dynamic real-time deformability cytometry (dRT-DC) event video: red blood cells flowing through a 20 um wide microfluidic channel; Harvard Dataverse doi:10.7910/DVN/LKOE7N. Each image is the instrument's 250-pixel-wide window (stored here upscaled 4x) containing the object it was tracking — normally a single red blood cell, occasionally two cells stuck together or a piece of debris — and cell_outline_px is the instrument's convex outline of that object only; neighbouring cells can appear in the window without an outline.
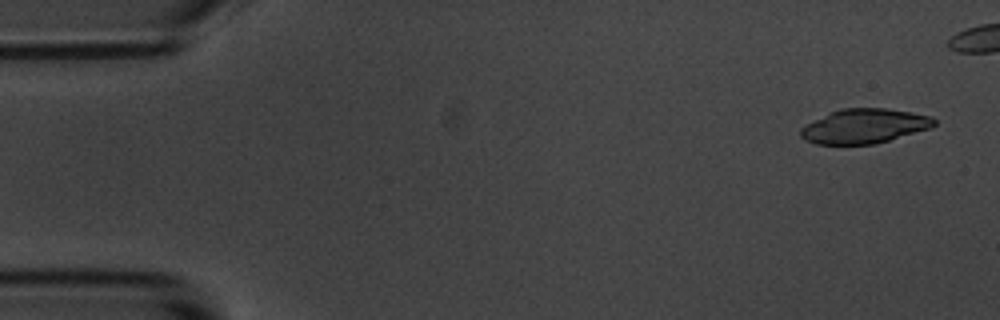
{"species": "common noctule bat (a hibernating species)", "species_latin": "Nyctalus noctula", "temperature_condition": "room temperature", "stored_images_in_passage": 8, "camera_frame_rate_fps": 3000, "um_per_image_px": 0.085, "animal": {"sex": "male", "body_mass_g": 20.1, "forearm_length_mm": 53.5}, "frame": {"image": 1, "passage_image": 1, "time_ms": 0.0, "image_size_px": [1000, 320], "cell_outline_px": [[936, 124], [932, 128], [876, 144], [816, 144], [804, 140], [800, 136], [800, 128], [840, 108], [884, 108], [912, 112], [932, 116], [936, 120]], "centroid_in_image_um": [73.52, 10.73], "position_along_channel_um": 11.5, "area_um2": 26.82}}
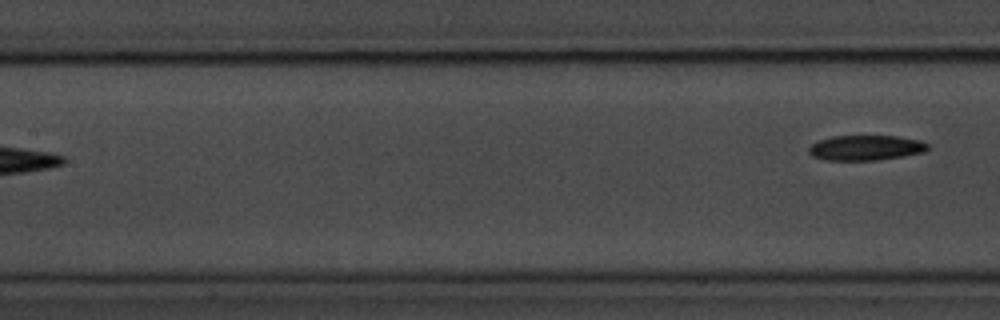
{"frame": {"image": 2, "passage_image": 8, "time_ms": 9.0, "image_size_px": [1000, 320], "cell_outline_px": [[928, 148], [924, 152], [904, 156], [876, 160], [828, 160], [812, 156], [808, 152], [808, 148], [816, 140], [832, 136], [896, 136], [920, 140], [928, 144]], "centroid_in_image_um": [73.56, 12.55], "position_along_channel_um": 133.8, "area_um2": 17.46}}